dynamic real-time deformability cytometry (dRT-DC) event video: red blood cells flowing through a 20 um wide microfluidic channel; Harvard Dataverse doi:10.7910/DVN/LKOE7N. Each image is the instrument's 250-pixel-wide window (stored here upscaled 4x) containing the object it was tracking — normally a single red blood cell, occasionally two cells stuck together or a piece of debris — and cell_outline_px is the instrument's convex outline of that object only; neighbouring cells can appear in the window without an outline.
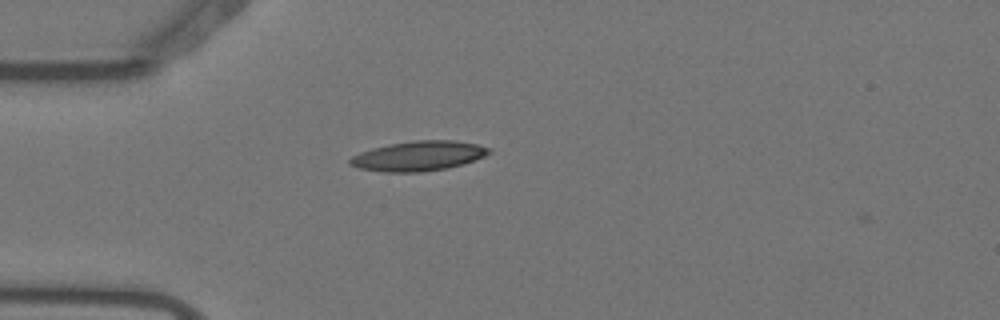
{"species": "Egyptian fruit bat (a non-hibernating species)", "species_latin": "Rousettus aegyptiacus", "temperature_condition": "warm", "stored_images_in_passage": 5, "camera_frame_rate_fps": 3000, "um_per_image_px": 0.085, "animal": {"sex": "female"}, "frame": {"image": 1, "passage_image": 4, "time_ms": 1.0, "image_size_px": [1000, 320], "cell_outline_px": [[492, 152], [484, 156], [464, 164], [448, 168], [420, 172], [384, 172], [360, 168], [348, 164], [348, 160], [352, 156], [360, 152], [372, 148], [388, 144], [416, 140], [452, 140], [476, 144], [492, 148]], "centroid_in_image_um": [35.58, 13.25], "position_along_channel_um": 49.4, "area_um2": 24.22}}